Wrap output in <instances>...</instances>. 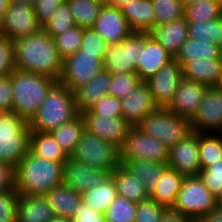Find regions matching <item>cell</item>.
<instances>
[{
	"label": "cell",
	"instance_id": "6da1fadb",
	"mask_svg": "<svg viewBox=\"0 0 222 222\" xmlns=\"http://www.w3.org/2000/svg\"><path fill=\"white\" fill-rule=\"evenodd\" d=\"M14 55L17 70L43 74L59 81L63 59L54 39L43 29L14 40Z\"/></svg>",
	"mask_w": 222,
	"mask_h": 222
},
{
	"label": "cell",
	"instance_id": "7a4b0ae2",
	"mask_svg": "<svg viewBox=\"0 0 222 222\" xmlns=\"http://www.w3.org/2000/svg\"><path fill=\"white\" fill-rule=\"evenodd\" d=\"M64 164L35 156L29 151L15 168V188L19 194L45 195L63 183Z\"/></svg>",
	"mask_w": 222,
	"mask_h": 222
},
{
	"label": "cell",
	"instance_id": "3957f363",
	"mask_svg": "<svg viewBox=\"0 0 222 222\" xmlns=\"http://www.w3.org/2000/svg\"><path fill=\"white\" fill-rule=\"evenodd\" d=\"M57 82L56 79L43 74L14 69L11 73L13 93L11 112L29 123L47 93Z\"/></svg>",
	"mask_w": 222,
	"mask_h": 222
},
{
	"label": "cell",
	"instance_id": "277c9868",
	"mask_svg": "<svg viewBox=\"0 0 222 222\" xmlns=\"http://www.w3.org/2000/svg\"><path fill=\"white\" fill-rule=\"evenodd\" d=\"M79 115L74 92L57 82L29 122L30 131L51 132Z\"/></svg>",
	"mask_w": 222,
	"mask_h": 222
},
{
	"label": "cell",
	"instance_id": "5b68a950",
	"mask_svg": "<svg viewBox=\"0 0 222 222\" xmlns=\"http://www.w3.org/2000/svg\"><path fill=\"white\" fill-rule=\"evenodd\" d=\"M29 123L12 112L0 118V161L17 167L29 147Z\"/></svg>",
	"mask_w": 222,
	"mask_h": 222
},
{
	"label": "cell",
	"instance_id": "8992f818",
	"mask_svg": "<svg viewBox=\"0 0 222 222\" xmlns=\"http://www.w3.org/2000/svg\"><path fill=\"white\" fill-rule=\"evenodd\" d=\"M71 158L91 168L113 172L120 165V149L84 129Z\"/></svg>",
	"mask_w": 222,
	"mask_h": 222
},
{
	"label": "cell",
	"instance_id": "52a82bcc",
	"mask_svg": "<svg viewBox=\"0 0 222 222\" xmlns=\"http://www.w3.org/2000/svg\"><path fill=\"white\" fill-rule=\"evenodd\" d=\"M137 127L168 148L176 145L191 133L189 119L175 115L162 107L148 114Z\"/></svg>",
	"mask_w": 222,
	"mask_h": 222
},
{
	"label": "cell",
	"instance_id": "ba28073f",
	"mask_svg": "<svg viewBox=\"0 0 222 222\" xmlns=\"http://www.w3.org/2000/svg\"><path fill=\"white\" fill-rule=\"evenodd\" d=\"M215 208V196L203 184L199 176H191L185 177L171 210L200 221Z\"/></svg>",
	"mask_w": 222,
	"mask_h": 222
},
{
	"label": "cell",
	"instance_id": "9c48e42d",
	"mask_svg": "<svg viewBox=\"0 0 222 222\" xmlns=\"http://www.w3.org/2000/svg\"><path fill=\"white\" fill-rule=\"evenodd\" d=\"M144 46L145 32H133L120 43L109 44L103 59V69L111 74L135 73Z\"/></svg>",
	"mask_w": 222,
	"mask_h": 222
},
{
	"label": "cell",
	"instance_id": "30bf717a",
	"mask_svg": "<svg viewBox=\"0 0 222 222\" xmlns=\"http://www.w3.org/2000/svg\"><path fill=\"white\" fill-rule=\"evenodd\" d=\"M104 56L83 54L81 50L67 56L62 61L58 82L74 92L82 85L88 84L103 69Z\"/></svg>",
	"mask_w": 222,
	"mask_h": 222
},
{
	"label": "cell",
	"instance_id": "8fae6325",
	"mask_svg": "<svg viewBox=\"0 0 222 222\" xmlns=\"http://www.w3.org/2000/svg\"><path fill=\"white\" fill-rule=\"evenodd\" d=\"M168 151L169 148L159 140L145 134L139 127L132 126L120 149V160H146L167 163Z\"/></svg>",
	"mask_w": 222,
	"mask_h": 222
},
{
	"label": "cell",
	"instance_id": "7c38bea8",
	"mask_svg": "<svg viewBox=\"0 0 222 222\" xmlns=\"http://www.w3.org/2000/svg\"><path fill=\"white\" fill-rule=\"evenodd\" d=\"M40 29L42 27L37 21L34 6L10 0L0 23V34L14 41Z\"/></svg>",
	"mask_w": 222,
	"mask_h": 222
},
{
	"label": "cell",
	"instance_id": "4fadbf2b",
	"mask_svg": "<svg viewBox=\"0 0 222 222\" xmlns=\"http://www.w3.org/2000/svg\"><path fill=\"white\" fill-rule=\"evenodd\" d=\"M189 122L191 132L222 133V92L208 87Z\"/></svg>",
	"mask_w": 222,
	"mask_h": 222
},
{
	"label": "cell",
	"instance_id": "5bb4252c",
	"mask_svg": "<svg viewBox=\"0 0 222 222\" xmlns=\"http://www.w3.org/2000/svg\"><path fill=\"white\" fill-rule=\"evenodd\" d=\"M168 167L185 177L198 176L201 172L198 133L191 132L183 140L169 148Z\"/></svg>",
	"mask_w": 222,
	"mask_h": 222
},
{
	"label": "cell",
	"instance_id": "9a60e30c",
	"mask_svg": "<svg viewBox=\"0 0 222 222\" xmlns=\"http://www.w3.org/2000/svg\"><path fill=\"white\" fill-rule=\"evenodd\" d=\"M182 77V66L173 58L146 81L158 107L165 108L169 104Z\"/></svg>",
	"mask_w": 222,
	"mask_h": 222
},
{
	"label": "cell",
	"instance_id": "2e32d148",
	"mask_svg": "<svg viewBox=\"0 0 222 222\" xmlns=\"http://www.w3.org/2000/svg\"><path fill=\"white\" fill-rule=\"evenodd\" d=\"M85 129L104 141L122 148L129 129L132 127L123 117H108L98 114H81Z\"/></svg>",
	"mask_w": 222,
	"mask_h": 222
},
{
	"label": "cell",
	"instance_id": "e0dca14e",
	"mask_svg": "<svg viewBox=\"0 0 222 222\" xmlns=\"http://www.w3.org/2000/svg\"><path fill=\"white\" fill-rule=\"evenodd\" d=\"M112 172L91 168L83 163L69 159L64 164L63 182L82 195L92 187H99Z\"/></svg>",
	"mask_w": 222,
	"mask_h": 222
},
{
	"label": "cell",
	"instance_id": "ac0fdd59",
	"mask_svg": "<svg viewBox=\"0 0 222 222\" xmlns=\"http://www.w3.org/2000/svg\"><path fill=\"white\" fill-rule=\"evenodd\" d=\"M208 86L182 77L172 100L165 107L175 115L191 119L202 102Z\"/></svg>",
	"mask_w": 222,
	"mask_h": 222
},
{
	"label": "cell",
	"instance_id": "d6986e66",
	"mask_svg": "<svg viewBox=\"0 0 222 222\" xmlns=\"http://www.w3.org/2000/svg\"><path fill=\"white\" fill-rule=\"evenodd\" d=\"M121 107L123 118L131 126H137L148 114L159 108L147 82L143 81L131 93L121 98Z\"/></svg>",
	"mask_w": 222,
	"mask_h": 222
},
{
	"label": "cell",
	"instance_id": "ffe728a7",
	"mask_svg": "<svg viewBox=\"0 0 222 222\" xmlns=\"http://www.w3.org/2000/svg\"><path fill=\"white\" fill-rule=\"evenodd\" d=\"M108 44L120 43L130 36L134 30L124 18L121 8L103 4L93 26Z\"/></svg>",
	"mask_w": 222,
	"mask_h": 222
},
{
	"label": "cell",
	"instance_id": "44dd1931",
	"mask_svg": "<svg viewBox=\"0 0 222 222\" xmlns=\"http://www.w3.org/2000/svg\"><path fill=\"white\" fill-rule=\"evenodd\" d=\"M174 57L159 44L148 32H145V46L141 51L135 73L141 81H148L162 66Z\"/></svg>",
	"mask_w": 222,
	"mask_h": 222
},
{
	"label": "cell",
	"instance_id": "7402d4cb",
	"mask_svg": "<svg viewBox=\"0 0 222 222\" xmlns=\"http://www.w3.org/2000/svg\"><path fill=\"white\" fill-rule=\"evenodd\" d=\"M173 57L177 55L188 37V22L184 17L154 26L149 32Z\"/></svg>",
	"mask_w": 222,
	"mask_h": 222
},
{
	"label": "cell",
	"instance_id": "603a6c76",
	"mask_svg": "<svg viewBox=\"0 0 222 222\" xmlns=\"http://www.w3.org/2000/svg\"><path fill=\"white\" fill-rule=\"evenodd\" d=\"M112 74L107 70L100 72L88 83L74 91L76 109L79 114L89 110L108 93Z\"/></svg>",
	"mask_w": 222,
	"mask_h": 222
},
{
	"label": "cell",
	"instance_id": "cb8c5ba5",
	"mask_svg": "<svg viewBox=\"0 0 222 222\" xmlns=\"http://www.w3.org/2000/svg\"><path fill=\"white\" fill-rule=\"evenodd\" d=\"M55 216L44 195L20 194L17 206L18 222H49Z\"/></svg>",
	"mask_w": 222,
	"mask_h": 222
},
{
	"label": "cell",
	"instance_id": "d4e9b609",
	"mask_svg": "<svg viewBox=\"0 0 222 222\" xmlns=\"http://www.w3.org/2000/svg\"><path fill=\"white\" fill-rule=\"evenodd\" d=\"M184 179V175L168 167L163 172L161 178L156 181L154 188L149 192V198L171 209L176 202Z\"/></svg>",
	"mask_w": 222,
	"mask_h": 222
},
{
	"label": "cell",
	"instance_id": "484cf974",
	"mask_svg": "<svg viewBox=\"0 0 222 222\" xmlns=\"http://www.w3.org/2000/svg\"><path fill=\"white\" fill-rule=\"evenodd\" d=\"M56 216L73 218L82 203V197L74 189L59 184L44 195Z\"/></svg>",
	"mask_w": 222,
	"mask_h": 222
},
{
	"label": "cell",
	"instance_id": "4316f807",
	"mask_svg": "<svg viewBox=\"0 0 222 222\" xmlns=\"http://www.w3.org/2000/svg\"><path fill=\"white\" fill-rule=\"evenodd\" d=\"M124 18L134 32H149L155 26L152 0H135L121 7Z\"/></svg>",
	"mask_w": 222,
	"mask_h": 222
},
{
	"label": "cell",
	"instance_id": "83f0119b",
	"mask_svg": "<svg viewBox=\"0 0 222 222\" xmlns=\"http://www.w3.org/2000/svg\"><path fill=\"white\" fill-rule=\"evenodd\" d=\"M222 70V58L191 60L182 66L183 77L212 87Z\"/></svg>",
	"mask_w": 222,
	"mask_h": 222
},
{
	"label": "cell",
	"instance_id": "f1b7e54d",
	"mask_svg": "<svg viewBox=\"0 0 222 222\" xmlns=\"http://www.w3.org/2000/svg\"><path fill=\"white\" fill-rule=\"evenodd\" d=\"M28 151L35 156L63 164L69 159L50 132L30 131Z\"/></svg>",
	"mask_w": 222,
	"mask_h": 222
},
{
	"label": "cell",
	"instance_id": "f546056e",
	"mask_svg": "<svg viewBox=\"0 0 222 222\" xmlns=\"http://www.w3.org/2000/svg\"><path fill=\"white\" fill-rule=\"evenodd\" d=\"M120 165L131 175L138 178L149 192L168 168L167 163L146 160H120Z\"/></svg>",
	"mask_w": 222,
	"mask_h": 222
},
{
	"label": "cell",
	"instance_id": "4dcf8cb0",
	"mask_svg": "<svg viewBox=\"0 0 222 222\" xmlns=\"http://www.w3.org/2000/svg\"><path fill=\"white\" fill-rule=\"evenodd\" d=\"M113 177L118 196L124 197L132 202L139 203L149 199V191L143 183L121 165H119L111 174Z\"/></svg>",
	"mask_w": 222,
	"mask_h": 222
},
{
	"label": "cell",
	"instance_id": "1f68e13d",
	"mask_svg": "<svg viewBox=\"0 0 222 222\" xmlns=\"http://www.w3.org/2000/svg\"><path fill=\"white\" fill-rule=\"evenodd\" d=\"M181 66L191 60L222 58V48L201 40L187 39L174 57Z\"/></svg>",
	"mask_w": 222,
	"mask_h": 222
},
{
	"label": "cell",
	"instance_id": "d6a6232c",
	"mask_svg": "<svg viewBox=\"0 0 222 222\" xmlns=\"http://www.w3.org/2000/svg\"><path fill=\"white\" fill-rule=\"evenodd\" d=\"M85 129L83 116L79 114L73 120L65 123L50 133L54 137L56 143L71 157L76 150L81 133Z\"/></svg>",
	"mask_w": 222,
	"mask_h": 222
},
{
	"label": "cell",
	"instance_id": "836d02e7",
	"mask_svg": "<svg viewBox=\"0 0 222 222\" xmlns=\"http://www.w3.org/2000/svg\"><path fill=\"white\" fill-rule=\"evenodd\" d=\"M118 196L116 183L112 176L99 187H92L81 195L82 203L89 205L93 210L102 214Z\"/></svg>",
	"mask_w": 222,
	"mask_h": 222
},
{
	"label": "cell",
	"instance_id": "e575fe53",
	"mask_svg": "<svg viewBox=\"0 0 222 222\" xmlns=\"http://www.w3.org/2000/svg\"><path fill=\"white\" fill-rule=\"evenodd\" d=\"M201 170L222 160V133H198Z\"/></svg>",
	"mask_w": 222,
	"mask_h": 222
},
{
	"label": "cell",
	"instance_id": "d590c367",
	"mask_svg": "<svg viewBox=\"0 0 222 222\" xmlns=\"http://www.w3.org/2000/svg\"><path fill=\"white\" fill-rule=\"evenodd\" d=\"M75 24L79 27H93L98 18L101 7L105 2L90 0H66Z\"/></svg>",
	"mask_w": 222,
	"mask_h": 222
},
{
	"label": "cell",
	"instance_id": "8d00e7d4",
	"mask_svg": "<svg viewBox=\"0 0 222 222\" xmlns=\"http://www.w3.org/2000/svg\"><path fill=\"white\" fill-rule=\"evenodd\" d=\"M188 37L214 43L222 48V16L214 20L188 22Z\"/></svg>",
	"mask_w": 222,
	"mask_h": 222
},
{
	"label": "cell",
	"instance_id": "74e56055",
	"mask_svg": "<svg viewBox=\"0 0 222 222\" xmlns=\"http://www.w3.org/2000/svg\"><path fill=\"white\" fill-rule=\"evenodd\" d=\"M219 0H200L184 6V18L187 22H201L221 17Z\"/></svg>",
	"mask_w": 222,
	"mask_h": 222
},
{
	"label": "cell",
	"instance_id": "f35d334b",
	"mask_svg": "<svg viewBox=\"0 0 222 222\" xmlns=\"http://www.w3.org/2000/svg\"><path fill=\"white\" fill-rule=\"evenodd\" d=\"M83 35L84 28L76 25L64 33L53 37L55 47L62 59L76 53L80 49Z\"/></svg>",
	"mask_w": 222,
	"mask_h": 222
},
{
	"label": "cell",
	"instance_id": "ab89813d",
	"mask_svg": "<svg viewBox=\"0 0 222 222\" xmlns=\"http://www.w3.org/2000/svg\"><path fill=\"white\" fill-rule=\"evenodd\" d=\"M137 203L117 196L104 213L105 222H134Z\"/></svg>",
	"mask_w": 222,
	"mask_h": 222
},
{
	"label": "cell",
	"instance_id": "60d3db41",
	"mask_svg": "<svg viewBox=\"0 0 222 222\" xmlns=\"http://www.w3.org/2000/svg\"><path fill=\"white\" fill-rule=\"evenodd\" d=\"M155 12V26L184 17L182 0H152Z\"/></svg>",
	"mask_w": 222,
	"mask_h": 222
},
{
	"label": "cell",
	"instance_id": "b9f144b4",
	"mask_svg": "<svg viewBox=\"0 0 222 222\" xmlns=\"http://www.w3.org/2000/svg\"><path fill=\"white\" fill-rule=\"evenodd\" d=\"M74 26H76V24L65 1L56 8L50 20L42 29L53 38L55 35L62 34Z\"/></svg>",
	"mask_w": 222,
	"mask_h": 222
},
{
	"label": "cell",
	"instance_id": "7bdbcfd3",
	"mask_svg": "<svg viewBox=\"0 0 222 222\" xmlns=\"http://www.w3.org/2000/svg\"><path fill=\"white\" fill-rule=\"evenodd\" d=\"M141 82L136 73L124 72L112 74L108 93L111 96L121 99L131 93Z\"/></svg>",
	"mask_w": 222,
	"mask_h": 222
},
{
	"label": "cell",
	"instance_id": "ee69618b",
	"mask_svg": "<svg viewBox=\"0 0 222 222\" xmlns=\"http://www.w3.org/2000/svg\"><path fill=\"white\" fill-rule=\"evenodd\" d=\"M167 210L166 206L149 198L137 203L134 222H160Z\"/></svg>",
	"mask_w": 222,
	"mask_h": 222
},
{
	"label": "cell",
	"instance_id": "f6af8a7d",
	"mask_svg": "<svg viewBox=\"0 0 222 222\" xmlns=\"http://www.w3.org/2000/svg\"><path fill=\"white\" fill-rule=\"evenodd\" d=\"M108 47L109 44L93 27L84 28L82 44L79 49L83 51V54L105 55Z\"/></svg>",
	"mask_w": 222,
	"mask_h": 222
},
{
	"label": "cell",
	"instance_id": "bcb514c9",
	"mask_svg": "<svg viewBox=\"0 0 222 222\" xmlns=\"http://www.w3.org/2000/svg\"><path fill=\"white\" fill-rule=\"evenodd\" d=\"M15 67L14 41L0 34V77L9 76Z\"/></svg>",
	"mask_w": 222,
	"mask_h": 222
},
{
	"label": "cell",
	"instance_id": "7dc6e473",
	"mask_svg": "<svg viewBox=\"0 0 222 222\" xmlns=\"http://www.w3.org/2000/svg\"><path fill=\"white\" fill-rule=\"evenodd\" d=\"M82 114H98L108 117H123L121 99L106 95L96 102L89 110L83 112Z\"/></svg>",
	"mask_w": 222,
	"mask_h": 222
},
{
	"label": "cell",
	"instance_id": "c3c4849f",
	"mask_svg": "<svg viewBox=\"0 0 222 222\" xmlns=\"http://www.w3.org/2000/svg\"><path fill=\"white\" fill-rule=\"evenodd\" d=\"M198 176L215 197L222 192V160L207 166Z\"/></svg>",
	"mask_w": 222,
	"mask_h": 222
},
{
	"label": "cell",
	"instance_id": "681fc988",
	"mask_svg": "<svg viewBox=\"0 0 222 222\" xmlns=\"http://www.w3.org/2000/svg\"><path fill=\"white\" fill-rule=\"evenodd\" d=\"M20 194L16 190L0 192V221H17Z\"/></svg>",
	"mask_w": 222,
	"mask_h": 222
},
{
	"label": "cell",
	"instance_id": "f907efd6",
	"mask_svg": "<svg viewBox=\"0 0 222 222\" xmlns=\"http://www.w3.org/2000/svg\"><path fill=\"white\" fill-rule=\"evenodd\" d=\"M66 0H36L34 10L39 25L43 28L56 8Z\"/></svg>",
	"mask_w": 222,
	"mask_h": 222
},
{
	"label": "cell",
	"instance_id": "816d5d0a",
	"mask_svg": "<svg viewBox=\"0 0 222 222\" xmlns=\"http://www.w3.org/2000/svg\"><path fill=\"white\" fill-rule=\"evenodd\" d=\"M13 103L11 74L0 77V111L11 112Z\"/></svg>",
	"mask_w": 222,
	"mask_h": 222
},
{
	"label": "cell",
	"instance_id": "f5cc1de1",
	"mask_svg": "<svg viewBox=\"0 0 222 222\" xmlns=\"http://www.w3.org/2000/svg\"><path fill=\"white\" fill-rule=\"evenodd\" d=\"M7 190H16L15 167L9 163L0 161V192Z\"/></svg>",
	"mask_w": 222,
	"mask_h": 222
},
{
	"label": "cell",
	"instance_id": "db71d44e",
	"mask_svg": "<svg viewBox=\"0 0 222 222\" xmlns=\"http://www.w3.org/2000/svg\"><path fill=\"white\" fill-rule=\"evenodd\" d=\"M72 220L73 222H105V217L104 214L93 210L89 205L81 203Z\"/></svg>",
	"mask_w": 222,
	"mask_h": 222
},
{
	"label": "cell",
	"instance_id": "11a10c76",
	"mask_svg": "<svg viewBox=\"0 0 222 222\" xmlns=\"http://www.w3.org/2000/svg\"><path fill=\"white\" fill-rule=\"evenodd\" d=\"M160 222H198V221H196L191 217L181 215L177 212H174L171 209H168L166 213L163 215Z\"/></svg>",
	"mask_w": 222,
	"mask_h": 222
},
{
	"label": "cell",
	"instance_id": "9f6ffc18",
	"mask_svg": "<svg viewBox=\"0 0 222 222\" xmlns=\"http://www.w3.org/2000/svg\"><path fill=\"white\" fill-rule=\"evenodd\" d=\"M198 222H222V211L215 208Z\"/></svg>",
	"mask_w": 222,
	"mask_h": 222
},
{
	"label": "cell",
	"instance_id": "6f0895ef",
	"mask_svg": "<svg viewBox=\"0 0 222 222\" xmlns=\"http://www.w3.org/2000/svg\"><path fill=\"white\" fill-rule=\"evenodd\" d=\"M131 1H135V0H105V4L110 7L121 8L125 4L130 3Z\"/></svg>",
	"mask_w": 222,
	"mask_h": 222
},
{
	"label": "cell",
	"instance_id": "680465c9",
	"mask_svg": "<svg viewBox=\"0 0 222 222\" xmlns=\"http://www.w3.org/2000/svg\"><path fill=\"white\" fill-rule=\"evenodd\" d=\"M10 0H0V23L2 21L3 15L8 7Z\"/></svg>",
	"mask_w": 222,
	"mask_h": 222
},
{
	"label": "cell",
	"instance_id": "91938a15",
	"mask_svg": "<svg viewBox=\"0 0 222 222\" xmlns=\"http://www.w3.org/2000/svg\"><path fill=\"white\" fill-rule=\"evenodd\" d=\"M216 91L222 92V70L218 76L216 83L212 86Z\"/></svg>",
	"mask_w": 222,
	"mask_h": 222
},
{
	"label": "cell",
	"instance_id": "94428289",
	"mask_svg": "<svg viewBox=\"0 0 222 222\" xmlns=\"http://www.w3.org/2000/svg\"><path fill=\"white\" fill-rule=\"evenodd\" d=\"M49 222H73L72 218L63 217V216H55Z\"/></svg>",
	"mask_w": 222,
	"mask_h": 222
},
{
	"label": "cell",
	"instance_id": "6125c7cd",
	"mask_svg": "<svg viewBox=\"0 0 222 222\" xmlns=\"http://www.w3.org/2000/svg\"><path fill=\"white\" fill-rule=\"evenodd\" d=\"M216 199V208L222 211V192L215 197Z\"/></svg>",
	"mask_w": 222,
	"mask_h": 222
},
{
	"label": "cell",
	"instance_id": "be15d7a7",
	"mask_svg": "<svg viewBox=\"0 0 222 222\" xmlns=\"http://www.w3.org/2000/svg\"><path fill=\"white\" fill-rule=\"evenodd\" d=\"M14 1L21 2V3H24V4H28V5H31V6H34L35 2H36V0H14Z\"/></svg>",
	"mask_w": 222,
	"mask_h": 222
},
{
	"label": "cell",
	"instance_id": "e7e4bbea",
	"mask_svg": "<svg viewBox=\"0 0 222 222\" xmlns=\"http://www.w3.org/2000/svg\"><path fill=\"white\" fill-rule=\"evenodd\" d=\"M185 5H190L199 2L200 0H182Z\"/></svg>",
	"mask_w": 222,
	"mask_h": 222
},
{
	"label": "cell",
	"instance_id": "03108f58",
	"mask_svg": "<svg viewBox=\"0 0 222 222\" xmlns=\"http://www.w3.org/2000/svg\"><path fill=\"white\" fill-rule=\"evenodd\" d=\"M90 1H93V2H105V0H90Z\"/></svg>",
	"mask_w": 222,
	"mask_h": 222
},
{
	"label": "cell",
	"instance_id": "003e7915",
	"mask_svg": "<svg viewBox=\"0 0 222 222\" xmlns=\"http://www.w3.org/2000/svg\"><path fill=\"white\" fill-rule=\"evenodd\" d=\"M219 1H220L221 13H222V0H219Z\"/></svg>",
	"mask_w": 222,
	"mask_h": 222
},
{
	"label": "cell",
	"instance_id": "a7ac6f4b",
	"mask_svg": "<svg viewBox=\"0 0 222 222\" xmlns=\"http://www.w3.org/2000/svg\"><path fill=\"white\" fill-rule=\"evenodd\" d=\"M4 113H5V112L0 111V118H1V116H2Z\"/></svg>",
	"mask_w": 222,
	"mask_h": 222
}]
</instances>
